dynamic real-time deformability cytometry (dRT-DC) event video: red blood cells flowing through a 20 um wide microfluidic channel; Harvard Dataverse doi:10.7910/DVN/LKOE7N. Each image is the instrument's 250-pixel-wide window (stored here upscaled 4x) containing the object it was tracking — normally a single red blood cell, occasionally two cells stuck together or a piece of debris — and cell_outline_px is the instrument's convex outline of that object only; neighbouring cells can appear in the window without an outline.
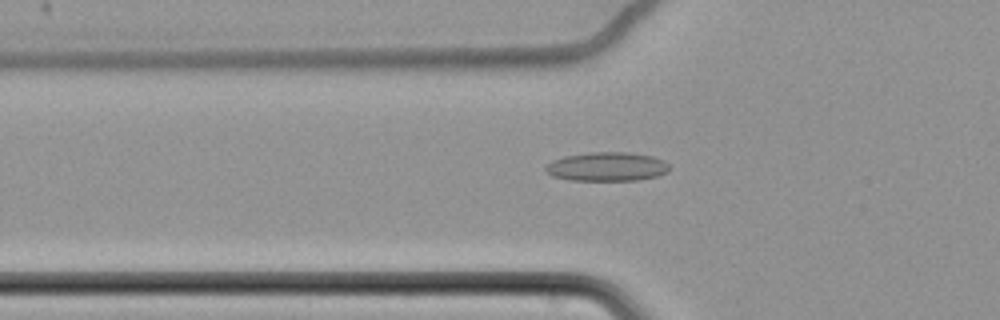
{"species": "common noctule bat (a hibernating species)", "species_latin": "Nyctalus noctula", "temperature_condition": "cold", "stored_images_in_passage": 63, "camera_frame_rate_fps": 3000, "um_per_image_px": 0.085, "animal": {"sex": "female", "body_mass_g": 22.7, "forearm_length_mm": 54.2}, "frame": {"image": 1, "passage_image": 24, "time_ms": 7.667, "image_size_px": [1000, 320], "cell_outline_px": [[668, 172], [656, 176], [636, 180], [568, 180], [552, 176], [544, 168], [552, 160], [564, 156], [588, 152], [628, 152], [652, 156], [664, 160], [668, 164]], "centroid_in_image_um": [51.58, 14.16], "position_along_channel_um": 74.2, "area_um2": 20.87}}
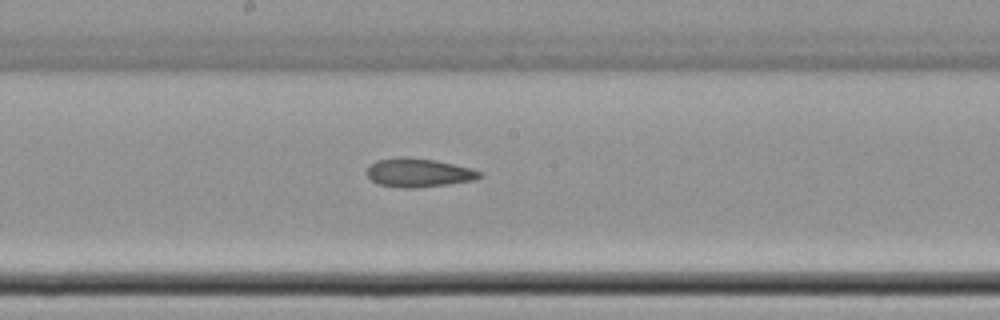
{"frame": {"image": 2, "passage_image": 36, "time_ms": 11.667, "image_size_px": [1000, 320], "cell_outline_px": [[480, 176], [476, 180], [448, 184], [416, 188], [400, 188], [376, 184], [368, 176], [368, 164], [376, 160], [400, 156], [404, 156], [436, 160], [472, 168], [480, 172]], "centroid_in_image_um": [35.55, 14.67], "position_along_channel_um": 212.7, "area_um2": 19.07}}
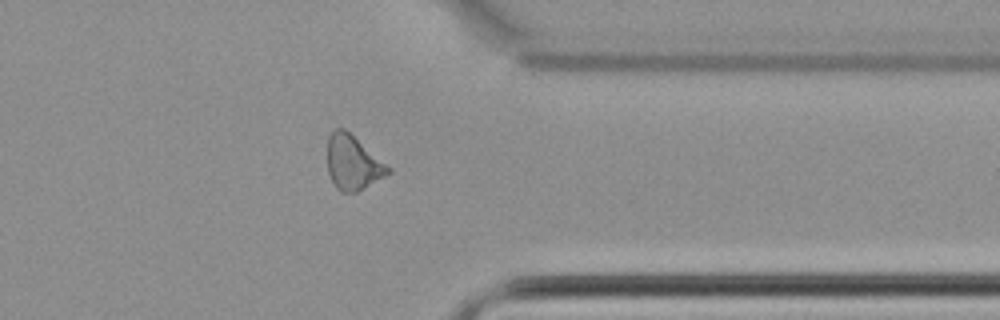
{"frame": {"image": 3, "passage_image": 51, "time_ms": 16.667, "image_size_px": [1000, 320], "cell_outline_px": [[392, 172], [364, 188], [356, 192], [340, 192], [336, 188], [328, 172], [328, 136], [336, 128], [344, 128], [392, 168]], "centroid_in_image_um": [30.0, 13.83], "position_along_channel_um": 381.4, "area_um2": 19.13}}